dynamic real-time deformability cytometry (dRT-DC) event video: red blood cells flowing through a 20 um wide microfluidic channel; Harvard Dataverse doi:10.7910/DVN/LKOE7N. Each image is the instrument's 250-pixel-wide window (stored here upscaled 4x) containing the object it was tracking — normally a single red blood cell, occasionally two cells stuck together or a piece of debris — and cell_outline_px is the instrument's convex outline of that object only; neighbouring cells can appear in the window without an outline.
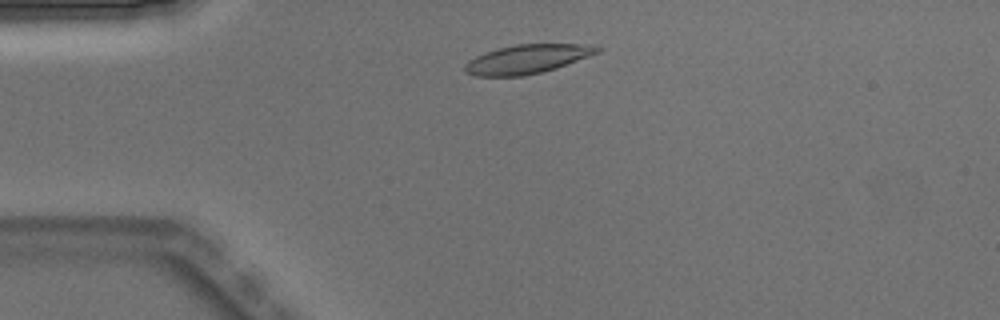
{"species": "Egyptian fruit bat (a non-hibernating species)", "species_latin": "Rousettus aegyptiacus", "temperature_condition": "warm", "stored_images_in_passage": 3, "camera_frame_rate_fps": 3000, "um_per_image_px": 0.085, "animal": {"sex": "male"}, "frame": {"image": 1, "passage_image": 2, "time_ms": 0.333, "image_size_px": [1000, 320], "cell_outline_px": [[600, 52], [556, 68], [524, 76], [476, 76], [464, 72], [464, 64], [468, 60], [476, 56], [500, 48], [516, 44], [580, 44], [600, 48]], "centroid_in_image_um": [44.76, 5.03], "position_along_channel_um": 40.2, "area_um2": 22.02}}